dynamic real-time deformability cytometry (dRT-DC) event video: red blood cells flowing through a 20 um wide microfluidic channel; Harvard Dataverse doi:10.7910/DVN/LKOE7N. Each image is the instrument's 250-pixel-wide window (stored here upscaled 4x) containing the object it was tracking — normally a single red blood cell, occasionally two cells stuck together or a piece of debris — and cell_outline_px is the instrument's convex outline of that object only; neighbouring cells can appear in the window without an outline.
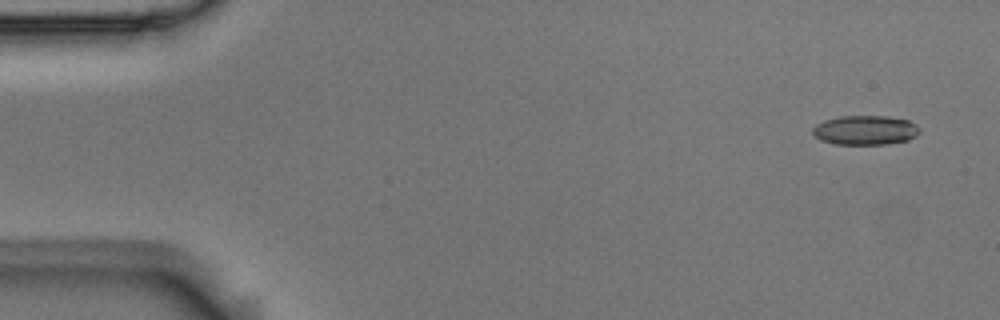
{"species": "Egyptian fruit bat (a non-hibernating species)", "species_latin": "Rousettus aegyptiacus", "temperature_condition": "room temperature", "stored_images_in_passage": 6, "camera_frame_rate_fps": 3000, "um_per_image_px": 0.085, "animal": {"sex": "male"}, "frame": {"image": 1, "passage_image": 1, "time_ms": 0.0, "image_size_px": [1000, 320], "cell_outline_px": [[920, 132], [916, 136], [908, 140], [888, 144], [836, 144], [820, 140], [812, 132], [812, 128], [816, 124], [824, 120], [840, 116], [888, 116], [908, 120], [916, 124], [920, 128]], "centroid_in_image_um": [73.56, 11.06], "position_along_channel_um": 11.4, "area_um2": 18.44}}
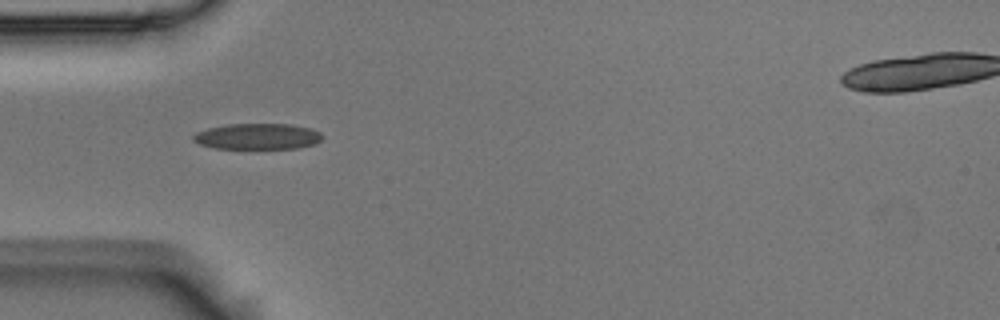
{"frame": {"image": 2, "passage_image": 5, "time_ms": 1.333, "image_size_px": [1000, 320], "cell_outline_px": [[324, 136], [320, 140], [312, 144], [296, 148], [212, 148], [200, 144], [192, 140], [192, 136], [196, 132], [208, 128], [228, 124], [288, 124], [312, 128], [320, 132]], "centroid_in_image_um": [21.87, 11.59], "position_along_channel_um": 63.1, "area_um2": 19.42}}
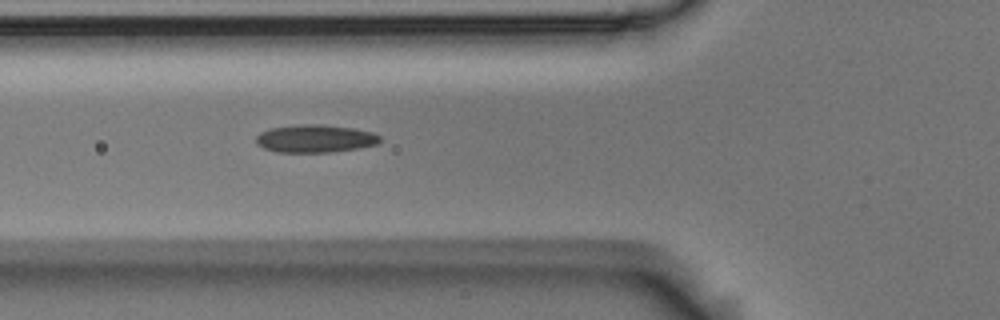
{"frame": {"image": 3, "passage_image": 6, "time_ms": 1.667, "image_size_px": [1000, 320], "cell_outline_px": [[380, 140], [376, 144], [356, 148], [328, 152], [280, 152], [264, 148], [256, 144], [256, 136], [260, 132], [268, 128], [304, 124], [324, 124], [352, 128], [372, 132], [380, 136]], "centroid_in_image_um": [26.75, 11.77], "position_along_channel_um": 99.1, "area_um2": 19.94}}